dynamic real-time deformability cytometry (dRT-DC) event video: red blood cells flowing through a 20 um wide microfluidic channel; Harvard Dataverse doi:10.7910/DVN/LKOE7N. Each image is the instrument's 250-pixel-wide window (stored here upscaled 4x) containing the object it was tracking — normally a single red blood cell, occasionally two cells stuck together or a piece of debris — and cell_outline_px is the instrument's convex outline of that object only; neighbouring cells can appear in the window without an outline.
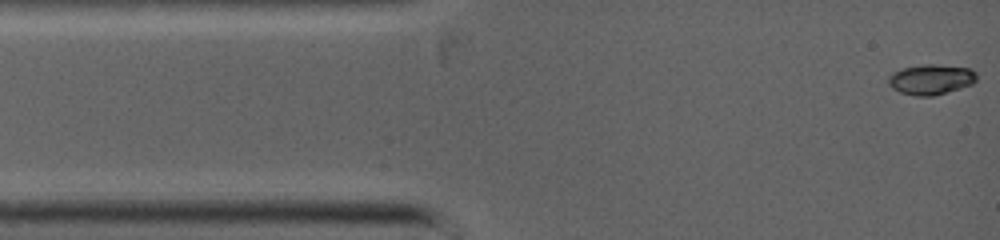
{"species": "common noctule bat (a hibernating species)", "species_latin": "Nyctalus noctula", "temperature_condition": "warm", "stored_images_in_passage": 8, "camera_frame_rate_fps": 5000, "um_per_image_px": 0.085, "animal": {"sex": "female", "body_mass_g": 19.0, "forearm_length_mm": 53.3}, "frame": {"image": 1, "passage_image": 1, "time_ms": 0.0, "image_size_px": [1000, 240], "cell_outline_px": [[976, 80], [972, 84], [960, 88], [932, 96], [916, 96], [900, 92], [892, 88], [888, 84], [888, 76], [892, 72], [904, 68], [924, 64], [932, 64], [968, 68], [976, 72]], "centroid_in_image_um": [79.1, 6.75], "position_along_channel_um": 5.9, "area_um2": 15.43}}